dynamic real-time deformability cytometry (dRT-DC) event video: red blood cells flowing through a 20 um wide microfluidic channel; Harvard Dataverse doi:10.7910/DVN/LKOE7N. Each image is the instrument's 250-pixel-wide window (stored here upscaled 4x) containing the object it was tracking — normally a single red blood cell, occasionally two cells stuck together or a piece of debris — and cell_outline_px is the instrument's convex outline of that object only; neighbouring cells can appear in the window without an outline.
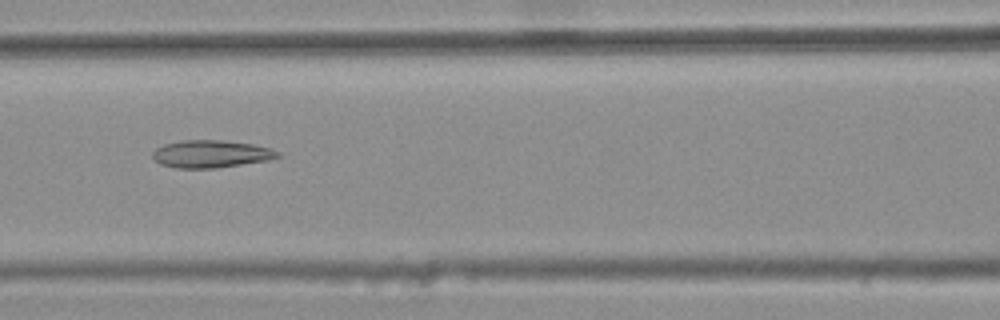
{"species": "common noctule bat (a hibernating species)", "species_latin": "Nyctalus noctula", "temperature_condition": "warm", "stored_images_in_passage": 10, "camera_frame_rate_fps": 3000, "um_per_image_px": 0.085, "animal": {"sex": "female", "body_mass_g": 25.1}, "frame": {"image": 1, "passage_image": 7, "time_ms": 2.0, "image_size_px": [1000, 320], "cell_outline_px": [[280, 156], [268, 160], [216, 168], [176, 168], [160, 164], [152, 156], [152, 152], [156, 148], [164, 144], [184, 140], [220, 140], [252, 144], [272, 148], [280, 152]], "centroid_in_image_um": [17.94, 13.08], "position_along_channel_um": 148.7, "area_um2": 20.0}}
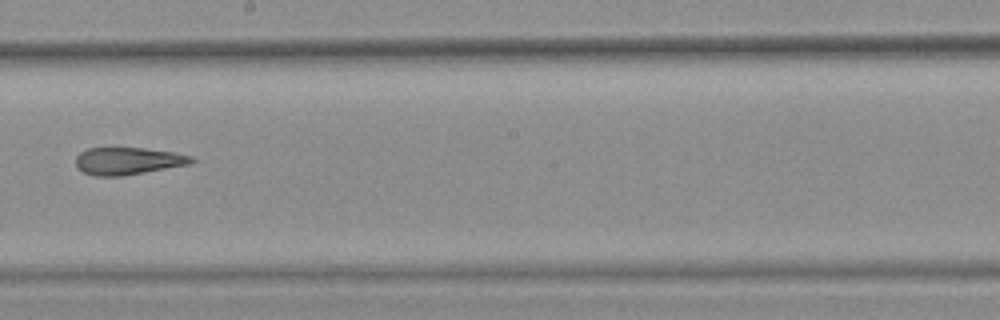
{"frame": {"image": 2, "passage_image": 9, "time_ms": 2.667, "image_size_px": [1000, 320], "cell_outline_px": [[196, 160], [188, 164], [144, 172], [120, 176], [96, 176], [84, 172], [76, 168], [76, 156], [80, 152], [88, 148], [144, 148], [176, 152], [192, 156]], "centroid_in_image_um": [10.86, 13.67], "position_along_channel_um": 237.3, "area_um2": 18.32}}
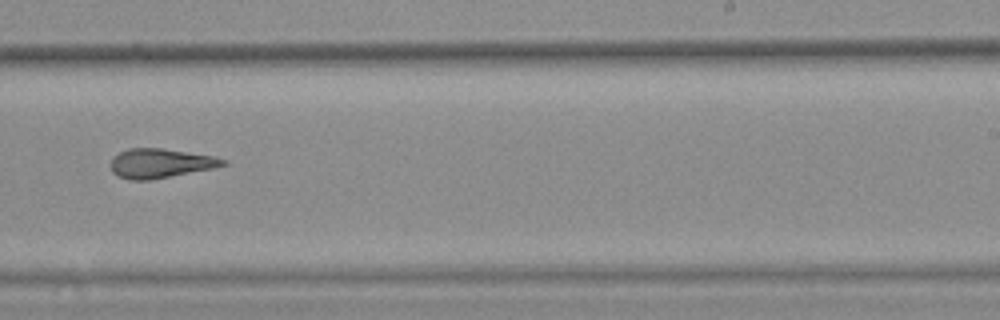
{"frame": {"image": 3, "passage_image": 10, "time_ms": 3.0, "image_size_px": [1000, 320], "cell_outline_px": [[228, 164], [212, 168], [148, 180], [132, 180], [116, 176], [112, 172], [112, 156], [128, 148], [164, 148], [216, 156], [228, 160]], "centroid_in_image_um": [13.64, 13.86], "position_along_channel_um": 275.4, "area_um2": 19.19}}